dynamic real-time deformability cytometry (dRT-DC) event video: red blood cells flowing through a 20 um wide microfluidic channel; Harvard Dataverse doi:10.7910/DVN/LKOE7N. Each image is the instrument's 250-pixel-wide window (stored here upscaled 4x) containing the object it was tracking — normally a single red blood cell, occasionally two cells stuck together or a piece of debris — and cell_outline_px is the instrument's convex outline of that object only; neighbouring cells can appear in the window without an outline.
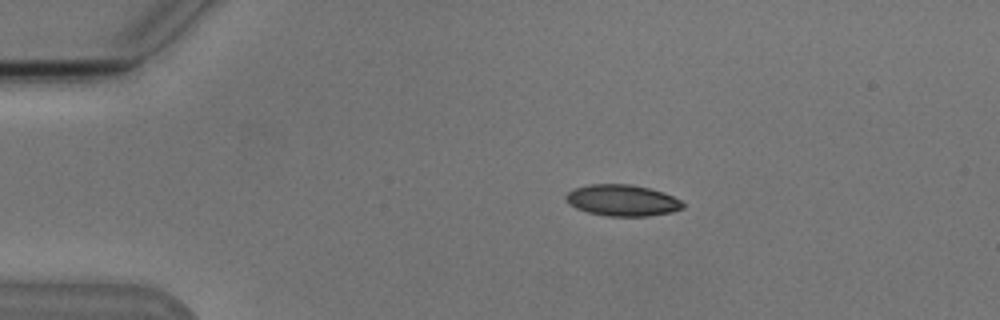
{"species": "Egyptian fruit bat (a non-hibernating species)", "species_latin": "Rousettus aegyptiacus", "temperature_condition": "cold", "stored_images_in_passage": 6, "camera_frame_rate_fps": 3000, "um_per_image_px": 0.085, "animal": {"sex": "male"}, "frame": {"image": 1, "passage_image": 2, "time_ms": 1.333, "image_size_px": [1000, 320], "cell_outline_px": [[684, 208], [672, 212], [648, 216], [608, 216], [588, 212], [576, 208], [568, 204], [564, 196], [572, 188], [588, 184], [632, 184], [664, 192], [680, 200], [684, 204]], "centroid_in_image_um": [52.87, 17.02], "position_along_channel_um": 32.1, "area_um2": 21.5}}
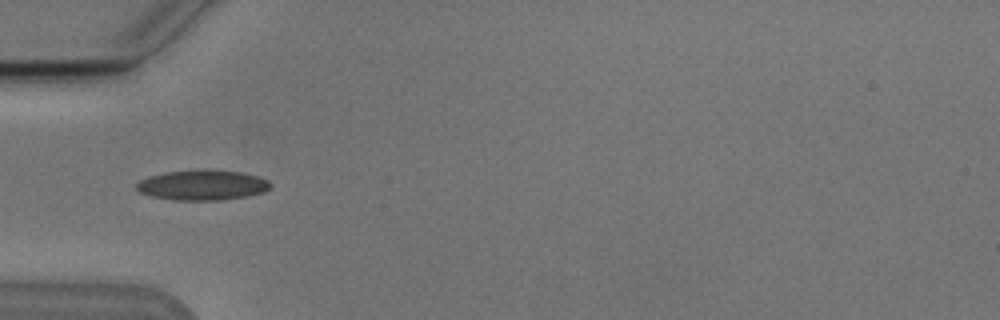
{"frame": {"image": 2, "passage_image": 4, "time_ms": 3.667, "image_size_px": [1000, 320], "cell_outline_px": [[272, 184], [264, 192], [248, 196], [220, 200], [176, 200], [152, 196], [140, 192], [136, 188], [136, 184], [140, 180], [148, 176], [164, 172], [204, 168], [212, 168], [240, 172], [256, 176], [268, 180]], "centroid_in_image_um": [17.2, 15.71], "position_along_channel_um": 67.8, "area_um2": 23.87}}
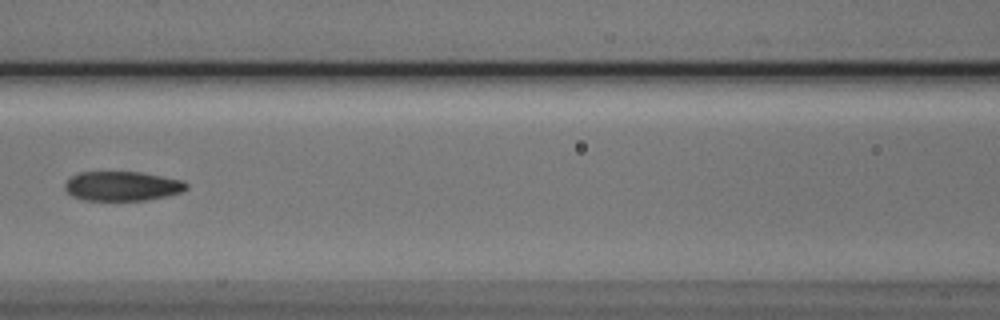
{"frame": {"image": 3, "passage_image": 6, "time_ms": 6.0, "image_size_px": [1000, 320], "cell_outline_px": [[188, 188], [180, 192], [168, 196], [144, 200], [84, 200], [72, 196], [64, 188], [64, 184], [72, 176], [80, 172], [140, 172], [184, 180], [188, 184]], "centroid_in_image_um": [10.41, 15.81], "position_along_channel_um": 156.2, "area_um2": 20.87}}